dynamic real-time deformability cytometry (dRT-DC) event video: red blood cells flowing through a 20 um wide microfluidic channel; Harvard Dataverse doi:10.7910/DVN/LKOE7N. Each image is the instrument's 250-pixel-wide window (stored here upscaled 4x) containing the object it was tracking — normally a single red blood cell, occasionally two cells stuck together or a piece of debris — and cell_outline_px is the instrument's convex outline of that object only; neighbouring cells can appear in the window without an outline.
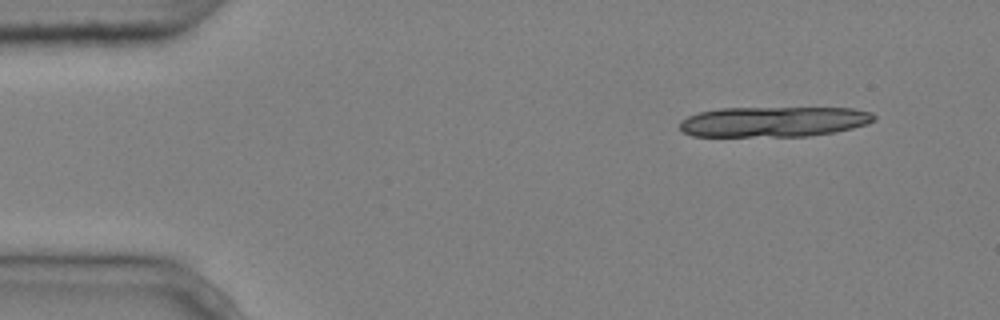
{"species": "common noctule bat (a hibernating species)", "species_latin": "Nyctalus noctula", "temperature_condition": "cold", "stored_images_in_passage": 3, "camera_frame_rate_fps": 3000, "um_per_image_px": 0.085, "animal": {"sex": "male", "body_mass_g": 20.4}, "frame": {"image": 1, "passage_image": 1, "time_ms": 0.0, "image_size_px": [1000, 320], "cell_outline_px": [[876, 120], [868, 124], [836, 132], [808, 136], [692, 136], [684, 132], [680, 128], [680, 120], [688, 116], [700, 112], [720, 108], [852, 108], [872, 112], [876, 116]], "centroid_in_image_um": [65.8, 10.34], "position_along_channel_um": 19.2, "area_um2": 34.45}}